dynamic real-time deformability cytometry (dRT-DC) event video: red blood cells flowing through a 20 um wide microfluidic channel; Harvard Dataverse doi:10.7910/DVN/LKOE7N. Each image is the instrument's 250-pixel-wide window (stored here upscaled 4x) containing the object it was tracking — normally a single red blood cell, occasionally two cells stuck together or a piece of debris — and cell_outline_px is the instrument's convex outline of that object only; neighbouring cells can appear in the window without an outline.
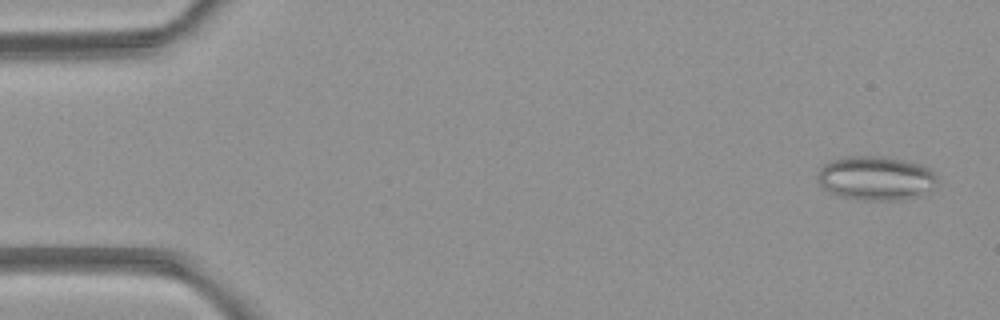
{"species": "common noctule bat (a hibernating species)", "species_latin": "Nyctalus noctula", "temperature_condition": "room temperature", "stored_images_in_passage": 4, "camera_frame_rate_fps": 3000, "um_per_image_px": 0.085, "animal": {"sex": "female", "body_mass_g": 21.9}, "frame": {"image": 1, "passage_image": 1, "time_ms": 0.0, "image_size_px": [1000, 320], "cell_outline_px": [[940, 180], [932, 188], [920, 196], [896, 200], [872, 200], [844, 196], [832, 192], [824, 188], [816, 180], [816, 176], [820, 168], [824, 164], [848, 156], [880, 156], [904, 160], [920, 164], [928, 168]], "centroid_in_image_um": [74.48, 15.13], "position_along_channel_um": 10.5, "area_um2": 30.4}}